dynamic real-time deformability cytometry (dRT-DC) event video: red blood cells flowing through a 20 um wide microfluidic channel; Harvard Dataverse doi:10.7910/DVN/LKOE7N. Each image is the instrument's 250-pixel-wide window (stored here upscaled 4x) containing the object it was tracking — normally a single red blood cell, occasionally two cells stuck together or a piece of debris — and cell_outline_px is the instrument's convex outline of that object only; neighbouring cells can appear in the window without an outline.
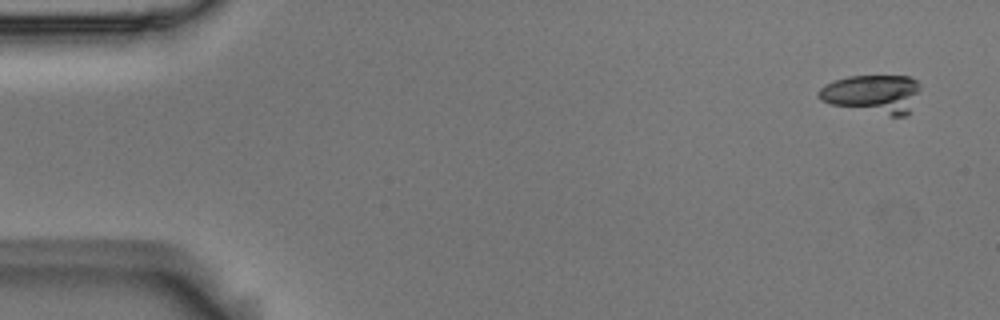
{"species": "Egyptian fruit bat (a non-hibernating species)", "species_latin": "Rousettus aegyptiacus", "temperature_condition": "room temperature", "stored_images_in_passage": 5, "segment_of_instrument_passage": [1, 2], "camera_frame_rate_fps": 3000, "um_per_image_px": 0.085, "animal": {"sex": "male"}, "frame": {"image": 1, "passage_image": 1, "time_ms": 0.0, "image_size_px": [1000, 320], "cell_outline_px": [[920, 88], [908, 112], [904, 116], [892, 116], [832, 104], [820, 100], [816, 96], [816, 92], [820, 88], [836, 80], [848, 76], [908, 76], [916, 80], [920, 84]], "centroid_in_image_um": [74.16, 7.97], "position_along_channel_um": 10.8, "area_um2": 22.48}}